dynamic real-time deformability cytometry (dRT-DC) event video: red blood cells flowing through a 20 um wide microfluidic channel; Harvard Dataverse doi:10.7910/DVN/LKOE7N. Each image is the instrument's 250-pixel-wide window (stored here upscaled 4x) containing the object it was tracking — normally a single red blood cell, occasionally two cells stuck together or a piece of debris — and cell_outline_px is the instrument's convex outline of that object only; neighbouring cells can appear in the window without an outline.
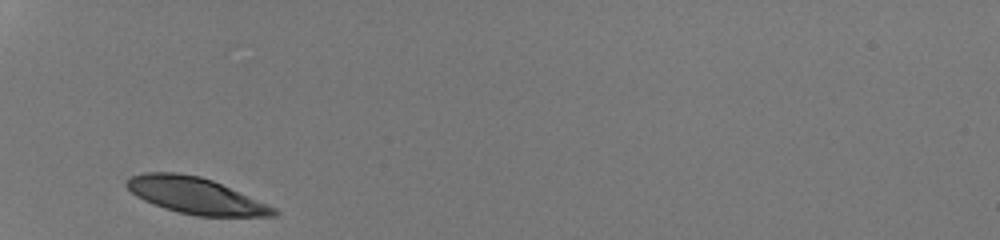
{"species": "human", "species_latin": "Homo sapiens", "temperature_condition": "room temperature", "stored_images_in_passage": 25, "camera_frame_rate_fps": 3000, "um_per_image_px": 0.085, "donor": {"sex": "male"}, "frame": {"image": 1, "passage_image": 1, "time_ms": 0.0, "image_size_px": [1000, 240], "cell_outline_px": [[280, 212], [276, 216], [196, 216], [164, 208], [144, 200], [136, 196], [124, 184], [124, 180], [132, 176], [144, 172], [176, 172], [200, 176], [212, 180], [276, 208]], "centroid_in_image_um": [16.6, 16.62], "position_along_channel_um": 68.4, "area_um2": 30.92}}
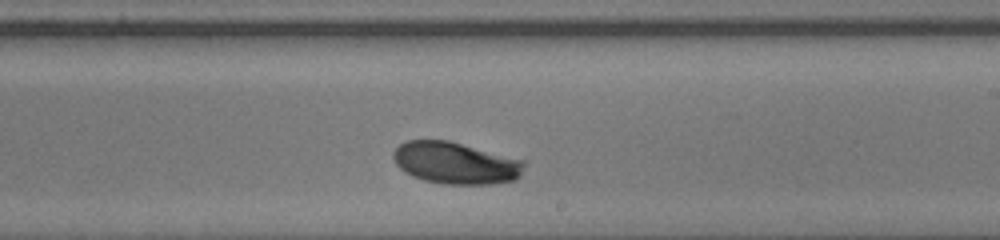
{"frame": {"image": 2, "passage_image": 15, "time_ms": 4.667, "image_size_px": [1000, 240], "cell_outline_px": [[524, 164], [520, 176], [516, 180], [492, 184], [444, 184], [424, 180], [412, 176], [404, 172], [396, 164], [392, 156], [392, 152], [400, 144], [408, 140], [448, 140], [524, 160]], "centroid_in_image_um": [38.7, 13.86], "position_along_channel_um": 250.3, "area_um2": 31.96}}
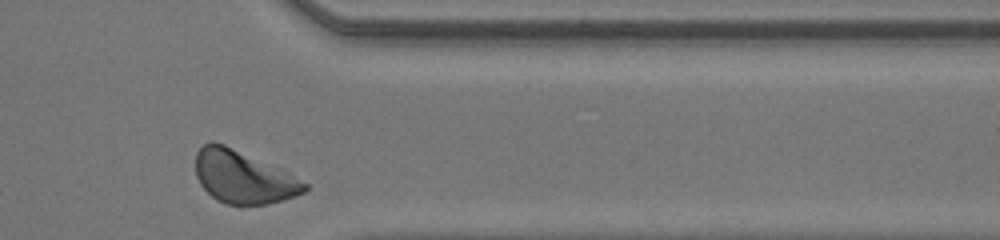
{"frame": {"image": 3, "passage_image": 25, "time_ms": 8.0, "image_size_px": [1000, 240], "cell_outline_px": [[308, 188], [304, 192], [268, 204], [224, 204], [216, 200], [200, 184], [196, 176], [196, 152], [204, 144], [224, 144], [288, 172], [308, 184]], "centroid_in_image_um": [20.67, 15.06], "position_along_channel_um": 390.7, "area_um2": 32.77}, "authors_computed_cell_mechanics": {"area_um2": 31.9634, "velocity_mm_per_s": 4.2446, "shape_relaxation_time_tau1_ms": 1.9551, "shape_relaxation_time_tau2_ms": null, "deformation_change_tau1": 0.1188, "deformation_change_tau2": null}}